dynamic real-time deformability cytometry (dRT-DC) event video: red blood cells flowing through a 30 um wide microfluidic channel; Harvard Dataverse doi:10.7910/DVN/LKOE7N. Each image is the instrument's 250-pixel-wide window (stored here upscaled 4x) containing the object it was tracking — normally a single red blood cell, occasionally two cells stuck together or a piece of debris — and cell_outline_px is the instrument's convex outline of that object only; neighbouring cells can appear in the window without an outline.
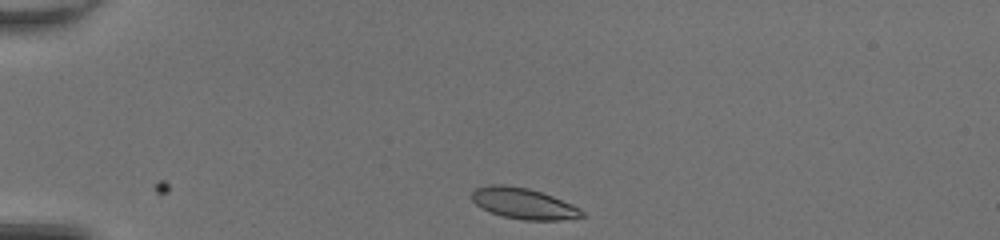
{"species": "common noctule bat (a hibernating species)", "species_latin": "Nyctalus noctula", "temperature_condition": "room temperature", "stored_images_in_passage": 34, "camera_frame_rate_fps": 3000, "um_per_image_px": 0.085, "animal": {"sex": "female", "body_mass_g": 20.0, "forearm_length_mm": 54.0}, "frame": {"image": 1, "passage_image": 1, "time_ms": 0.0, "image_size_px": [1000, 240], "cell_outline_px": [[584, 216], [560, 220], [524, 220], [504, 216], [492, 212], [476, 204], [472, 200], [472, 192], [476, 188], [488, 184], [504, 184], [528, 188], [552, 196], [572, 204], [580, 208], [584, 212]], "centroid_in_image_um": [44.51, 17.28], "position_along_channel_um": 40.5, "area_um2": 19.65}}
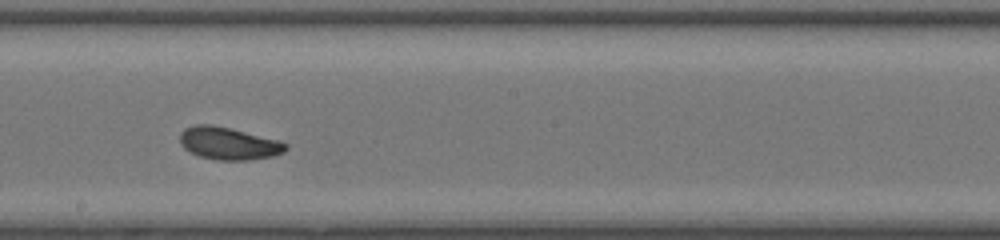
{"frame": {"image": 2, "passage_image": 18, "time_ms": 5.667, "image_size_px": [1000, 240], "cell_outline_px": [[288, 148], [284, 152], [272, 156], [252, 160], [216, 160], [200, 156], [184, 148], [180, 144], [180, 132], [184, 128], [192, 124], [212, 124], [280, 140], [288, 144]], "centroid_in_image_um": [19.43, 12.18], "position_along_channel_um": 228.8, "area_um2": 20.17}}
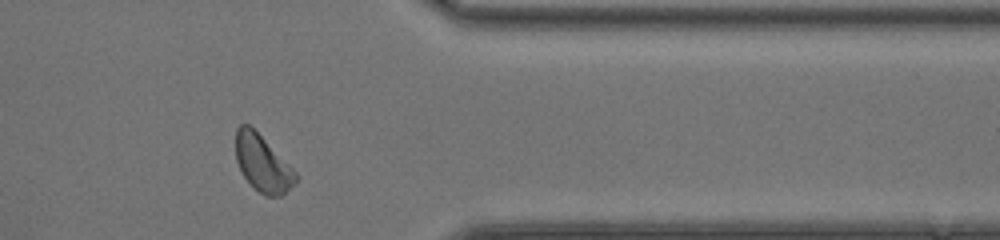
{"frame": {"image": 3, "passage_image": 30, "time_ms": 9.667, "image_size_px": [1000, 240], "cell_outline_px": [[300, 176], [296, 184], [280, 196], [264, 196], [244, 176], [236, 160], [236, 128], [240, 124], [248, 124]], "centroid_in_image_um": [22.34, 13.92], "position_along_channel_um": 389.1, "area_um2": 19.25}, "authors_computed_cell_mechanics": {"area_um2": 19.7965, "velocity_mm_per_s": 4.2362, "shape_relaxation_time_tau1_ms": 2.767, "shape_relaxation_time_tau2_ms": 2.2984, "deformation_change_tau1": 0.1062, "deformation_change_tau2": 0.0697}}